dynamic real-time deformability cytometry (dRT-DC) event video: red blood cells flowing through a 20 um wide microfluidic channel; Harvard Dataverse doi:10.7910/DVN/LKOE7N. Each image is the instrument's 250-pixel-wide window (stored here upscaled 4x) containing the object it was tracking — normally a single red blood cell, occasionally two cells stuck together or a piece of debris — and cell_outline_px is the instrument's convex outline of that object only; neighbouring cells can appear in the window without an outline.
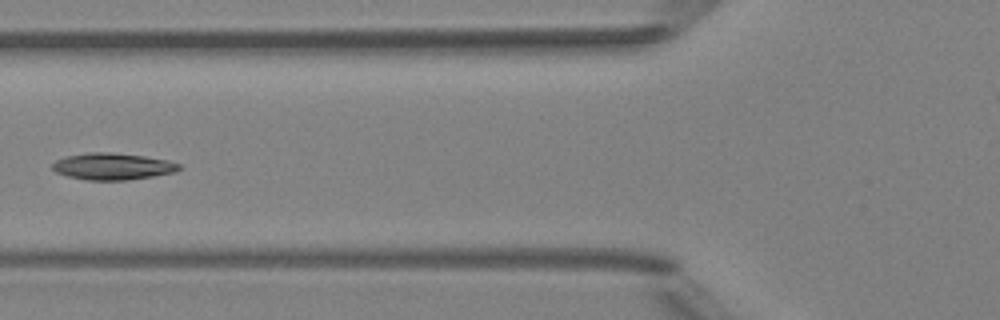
{"species": "Egyptian fruit bat (a non-hibernating species)", "species_latin": "Rousettus aegyptiacus", "temperature_condition": "room temperature", "stored_images_in_passage": 6, "camera_frame_rate_fps": 3000, "um_per_image_px": 0.085, "animal": {"sex": "female"}, "frame": {"image": 1, "passage_image": 6, "time_ms": 6.333, "image_size_px": [1000, 320], "cell_outline_px": [[184, 168], [176, 172], [128, 180], [84, 180], [68, 176], [56, 172], [52, 168], [52, 164], [56, 160], [64, 156], [88, 152], [108, 152], [144, 156], [168, 160], [180, 164]], "centroid_in_image_um": [9.58, 14.14], "position_along_channel_um": 116.2, "area_um2": 19.88}}